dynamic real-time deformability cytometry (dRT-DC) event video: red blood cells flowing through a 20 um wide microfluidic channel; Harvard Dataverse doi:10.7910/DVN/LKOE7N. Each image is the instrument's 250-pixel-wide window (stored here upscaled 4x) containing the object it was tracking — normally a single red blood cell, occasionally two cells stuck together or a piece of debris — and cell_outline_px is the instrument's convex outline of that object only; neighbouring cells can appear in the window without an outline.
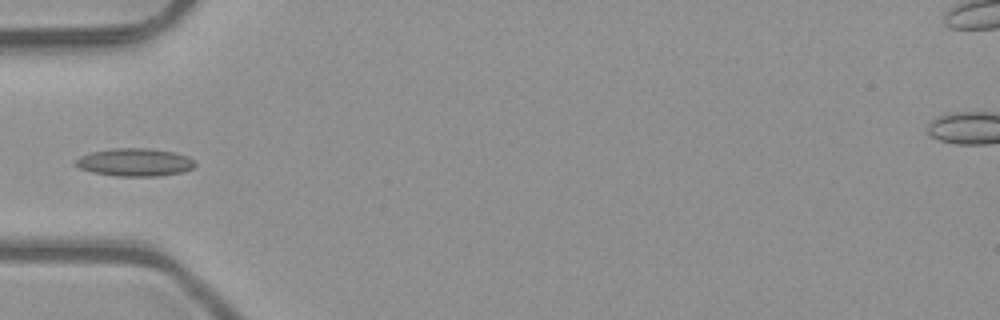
{"species": "common noctule bat (a hibernating species)", "species_latin": "Nyctalus noctula", "temperature_condition": "room temperature", "stored_images_in_passage": 6, "camera_frame_rate_fps": 3000, "um_per_image_px": 0.085, "animal": {"sex": "male", "body_mass_g": 23.1, "forearm_length_mm": 52.7}, "frame": {"image": 1, "passage_image": 4, "time_ms": 1.0, "image_size_px": [1000, 320], "cell_outline_px": [[196, 164], [192, 168], [184, 172], [160, 176], [116, 176], [92, 172], [80, 168], [72, 164], [72, 160], [80, 156], [92, 152], [112, 148], [148, 148], [172, 152], [188, 156], [196, 160]], "centroid_in_image_um": [11.44, 13.79], "position_along_channel_um": 73.6, "area_um2": 19.65}}
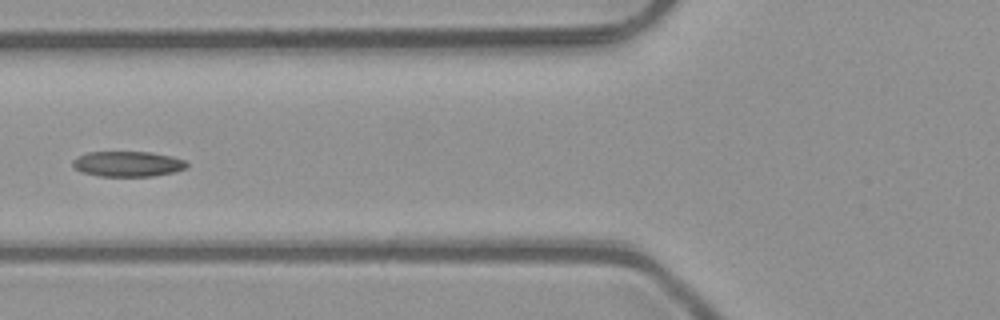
{"frame": {"image": 2, "passage_image": 5, "time_ms": 1.333, "image_size_px": [1000, 320], "cell_outline_px": [[188, 168], [176, 172], [152, 176], [100, 176], [80, 172], [72, 168], [72, 160], [88, 152], [152, 152], [172, 156], [184, 160], [188, 164]], "centroid_in_image_um": [10.87, 13.94], "position_along_channel_um": 114.9, "area_um2": 17.05}}
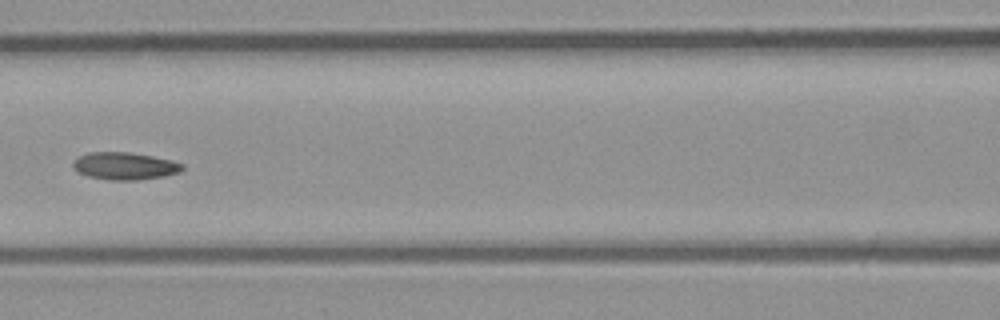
{"frame": {"image": 3, "passage_image": 6, "time_ms": 1.667, "image_size_px": [1000, 320], "cell_outline_px": [[184, 168], [180, 172], [164, 176], [136, 180], [108, 180], [88, 176], [72, 168], [72, 164], [80, 156], [88, 152], [128, 152], [152, 156], [172, 160], [184, 164]], "centroid_in_image_um": [10.62, 14.11], "position_along_channel_um": 156.0, "area_um2": 17.4}}